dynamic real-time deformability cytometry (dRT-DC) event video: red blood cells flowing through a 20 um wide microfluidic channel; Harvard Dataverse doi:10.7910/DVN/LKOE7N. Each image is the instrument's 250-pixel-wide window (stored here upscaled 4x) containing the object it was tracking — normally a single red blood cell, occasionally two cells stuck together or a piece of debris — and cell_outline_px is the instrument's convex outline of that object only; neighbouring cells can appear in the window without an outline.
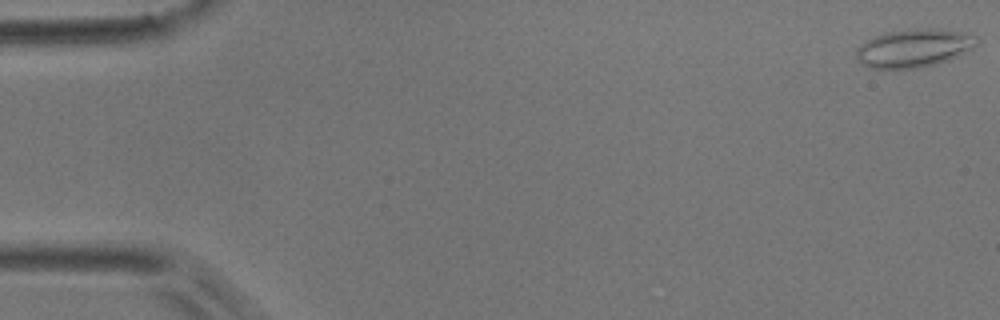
{"species": "common noctule bat (a hibernating species)", "species_latin": "Nyctalus noctula", "temperature_condition": "room temperature", "stored_images_in_passage": 6, "camera_frame_rate_fps": 3000, "um_per_image_px": 0.085, "animal": {"sex": "male", "body_mass_g": 17.9}, "frame": {"image": 1, "passage_image": 1, "time_ms": 0.0, "image_size_px": [1000, 320], "cell_outline_px": [[980, 44], [960, 56], [936, 64], [920, 68], [868, 68], [860, 64], [856, 60], [856, 48], [860, 44], [872, 36], [888, 32], [916, 28], [936, 28], [964, 32], [976, 36], [980, 40]], "centroid_in_image_um": [77.7, 4.08], "position_along_channel_um": 7.3, "area_um2": 27.46}}